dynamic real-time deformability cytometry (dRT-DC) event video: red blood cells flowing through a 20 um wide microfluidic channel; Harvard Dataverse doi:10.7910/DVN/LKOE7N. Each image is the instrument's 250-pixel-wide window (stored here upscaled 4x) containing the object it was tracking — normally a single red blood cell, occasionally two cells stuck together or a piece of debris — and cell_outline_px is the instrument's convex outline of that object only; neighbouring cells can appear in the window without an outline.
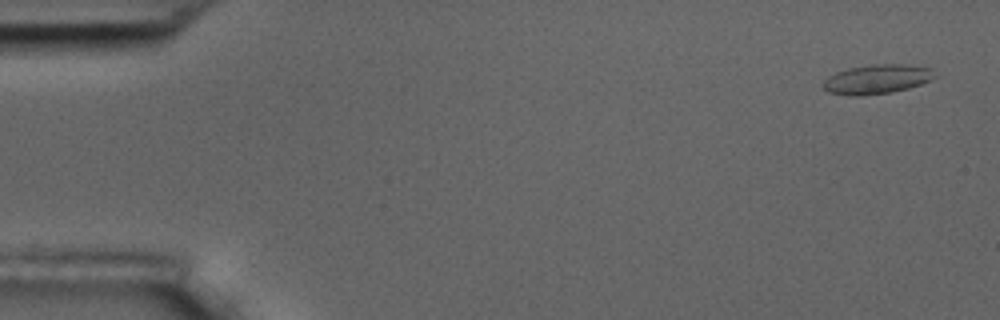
{"species": "common noctule bat (a hibernating species)", "species_latin": "Nyctalus noctula", "temperature_condition": "room temperature", "stored_images_in_passage": 15, "camera_frame_rate_fps": 3000, "um_per_image_px": 0.085, "animal": {"sex": "male", "body_mass_g": 17.5, "forearm_length_mm": 52.3}, "frame": {"image": 1, "passage_image": 1, "time_ms": 0.0, "image_size_px": [1000, 320], "cell_outline_px": [[940, 76], [920, 84], [908, 88], [892, 92], [860, 96], [848, 96], [828, 92], [820, 84], [828, 76], [836, 72], [848, 68], [872, 64], [904, 64], [932, 68]], "centroid_in_image_um": [74.55, 6.73], "position_along_channel_um": 10.5, "area_um2": 19.42}}
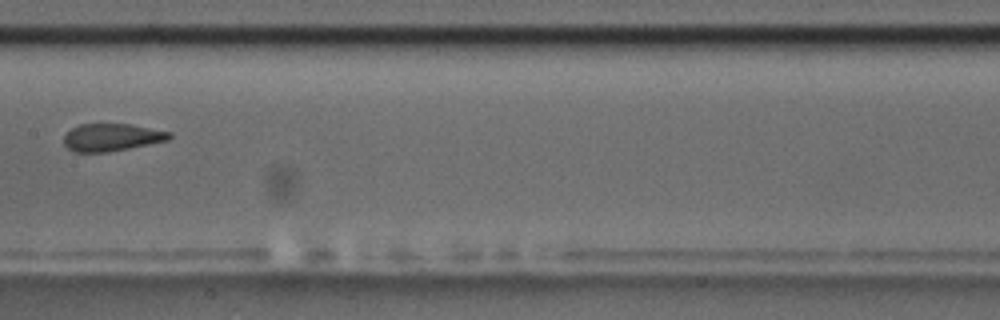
{"frame": {"image": 2, "passage_image": 8, "time_ms": 9.0, "image_size_px": [1000, 320], "cell_outline_px": [[172, 136], [168, 140], [108, 152], [76, 152], [68, 148], [64, 144], [64, 136], [72, 128], [80, 124], [128, 124], [172, 132]], "centroid_in_image_um": [9.49, 11.67], "position_along_channel_um": 197.9, "area_um2": 16.7}}
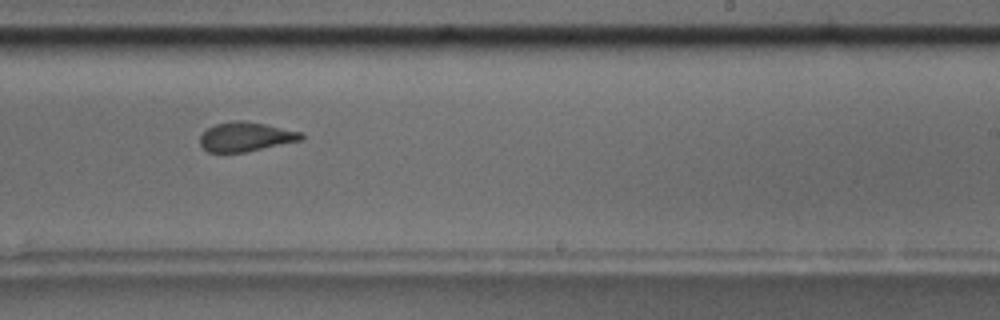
{"frame": {"image": 3, "passage_image": 10, "time_ms": 11.0, "image_size_px": [1000, 320], "cell_outline_px": [[304, 136], [300, 140], [244, 152], [208, 152], [200, 144], [200, 136], [208, 128], [216, 124], [232, 120], [244, 120], [304, 132]], "centroid_in_image_um": [20.88, 11.61], "position_along_channel_um": 268.1, "area_um2": 17.11}, "authors_computed_cell_mechanics": {"area_um2": 18.3804, "velocity_mm_per_s": 3.5169, "shape_relaxation_time_tau1_ms": 6.914, "shape_relaxation_time_tau2_ms": 0.0824, "deformation_change_tau1": 0.1443, "deformation_change_tau2": 0.0376}}